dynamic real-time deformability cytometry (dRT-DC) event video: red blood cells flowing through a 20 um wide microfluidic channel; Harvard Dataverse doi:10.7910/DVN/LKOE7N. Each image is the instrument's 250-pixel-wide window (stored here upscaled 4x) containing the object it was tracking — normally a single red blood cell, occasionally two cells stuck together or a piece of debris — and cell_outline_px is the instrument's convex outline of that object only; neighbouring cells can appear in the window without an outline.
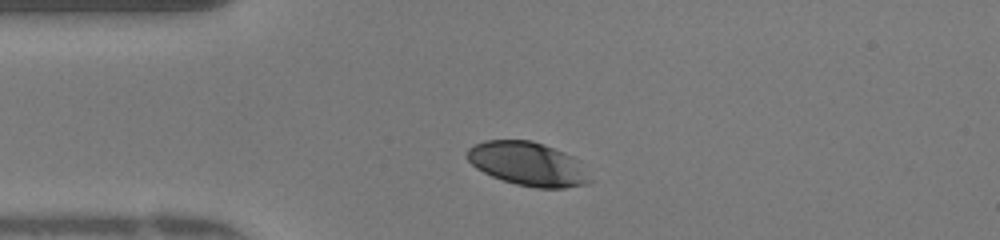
{"species": "human", "species_latin": "Homo sapiens", "temperature_condition": "warm", "stored_images_in_passage": 32, "camera_frame_rate_fps": 3000, "um_per_image_px": 0.085, "donor": {"sex": "female"}, "frame": {"image": 1, "passage_image": 1, "time_ms": 0.0, "image_size_px": [1000, 240], "cell_outline_px": [[592, 180], [588, 184], [564, 188], [536, 188], [516, 184], [492, 176], [476, 168], [468, 160], [468, 148], [484, 140], [532, 140], [544, 144], [564, 152], [572, 156], [576, 160]], "centroid_in_image_um": [44.86, 13.93], "position_along_channel_um": 40.1, "area_um2": 30.98}}
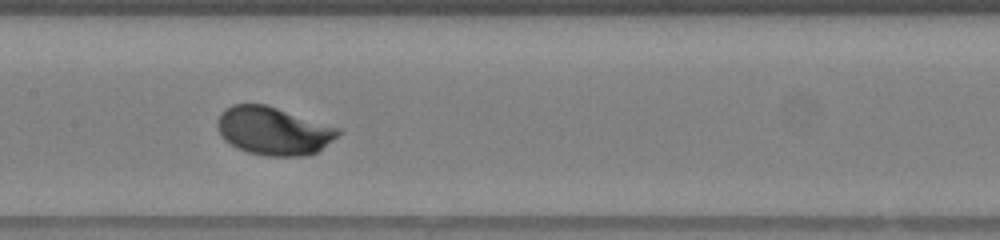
{"frame": {"image": 2, "passage_image": 13, "time_ms": 4.0, "image_size_px": [1000, 240], "cell_outline_px": [[344, 132], [340, 136], [316, 152], [308, 156], [268, 156], [248, 152], [236, 148], [224, 140], [220, 136], [216, 128], [216, 120], [220, 112], [224, 108], [232, 104], [264, 104], [340, 128]], "centroid_in_image_um": [23.22, 11.13], "position_along_channel_um": 184.2, "area_um2": 34.22}}
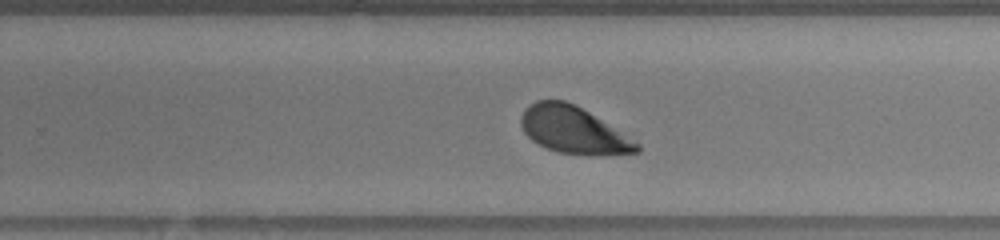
{"frame": {"image": 3, "passage_image": 20, "time_ms": 6.333, "image_size_px": [1000, 240], "cell_outline_px": [[640, 152], [600, 156], [592, 156], [556, 152], [532, 140], [524, 132], [520, 124], [520, 116], [524, 108], [528, 104], [536, 100], [564, 100], [576, 104], [640, 144]], "centroid_in_image_um": [48.71, 11.06], "position_along_channel_um": 281.1, "area_um2": 31.85}, "authors_computed_cell_mechanics": {"area_um2": 33.6974, "velocity_mm_per_s": 4.1665, "shape_relaxation_time_tau1_ms": 1.4501, "shape_relaxation_time_tau2_ms": null, "deformation_change_tau1": 0.1367, "deformation_change_tau2": null}}